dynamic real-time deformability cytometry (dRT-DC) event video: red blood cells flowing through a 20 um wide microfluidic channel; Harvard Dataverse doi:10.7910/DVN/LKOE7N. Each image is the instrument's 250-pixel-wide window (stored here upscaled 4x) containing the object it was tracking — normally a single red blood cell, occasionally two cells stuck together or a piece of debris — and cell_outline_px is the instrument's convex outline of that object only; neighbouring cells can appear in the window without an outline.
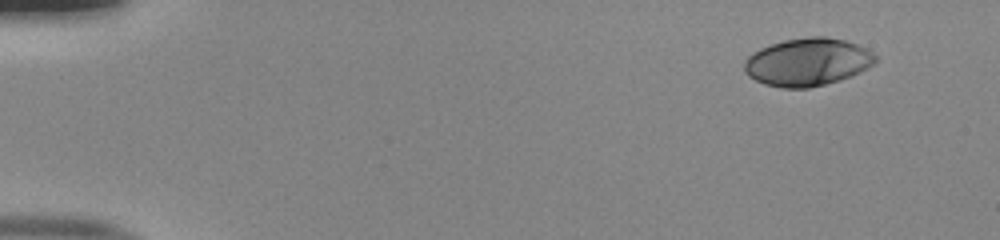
{"species": "human", "species_latin": "Homo sapiens", "temperature_condition": "room temperature", "stored_images_in_passage": 48, "camera_frame_rate_fps": 3000, "um_per_image_px": 0.085, "donor": {"sex": "male"}, "frame": {"image": 1, "passage_image": 1, "time_ms": 0.0, "image_size_px": [1000, 240], "cell_outline_px": [[876, 60], [868, 68], [848, 76], [824, 84], [808, 88], [780, 88], [764, 84], [748, 76], [744, 72], [744, 60], [748, 56], [760, 48], [784, 40], [808, 36], [828, 36], [844, 40], [856, 44], [872, 52], [876, 56]], "centroid_in_image_um": [68.59, 5.26], "position_along_channel_um": 16.4, "area_um2": 36.3}}
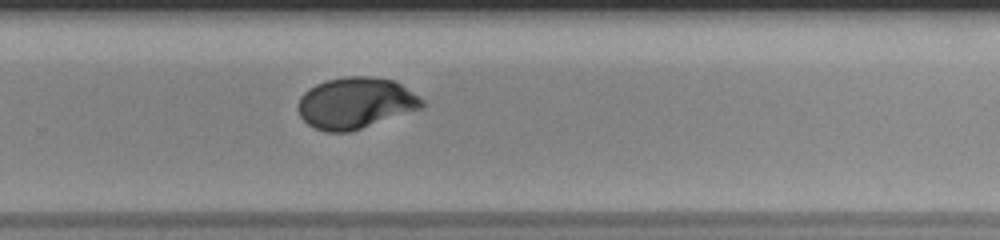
{"frame": {"image": 2, "passage_image": 32, "time_ms": 10.333, "image_size_px": [1000, 240], "cell_outline_px": [[424, 108], [348, 132], [324, 132], [308, 124], [300, 116], [296, 108], [300, 96], [308, 88], [324, 80], [348, 76], [372, 76], [396, 80], [424, 100]], "centroid_in_image_um": [30.22, 8.74], "position_along_channel_um": 299.6, "area_um2": 37.34}}
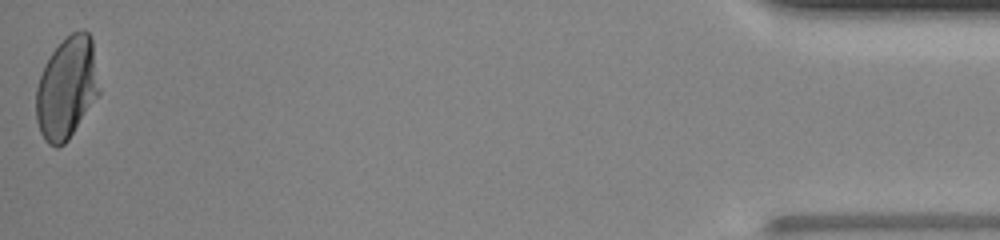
{"frame": {"image": 3, "passage_image": 48, "time_ms": 15.667, "image_size_px": [1000, 240], "cell_outline_px": [[100, 92], [68, 140], [64, 144], [56, 148], [48, 144], [44, 140], [40, 132], [36, 120], [36, 88], [44, 64], [52, 52], [72, 32], [84, 28], [92, 36]], "centroid_in_image_um": [5.67, 7.48], "position_along_channel_um": 429.5, "area_um2": 37.51}, "authors_computed_cell_mechanics": {"area_um2": 36.5874, "velocity_mm_per_s": 4.0216, "shape_relaxation_time_tau1_ms": 5.298, "shape_relaxation_time_tau2_ms": null, "deformation_change_tau1": 0.2124, "deformation_change_tau2": null}}